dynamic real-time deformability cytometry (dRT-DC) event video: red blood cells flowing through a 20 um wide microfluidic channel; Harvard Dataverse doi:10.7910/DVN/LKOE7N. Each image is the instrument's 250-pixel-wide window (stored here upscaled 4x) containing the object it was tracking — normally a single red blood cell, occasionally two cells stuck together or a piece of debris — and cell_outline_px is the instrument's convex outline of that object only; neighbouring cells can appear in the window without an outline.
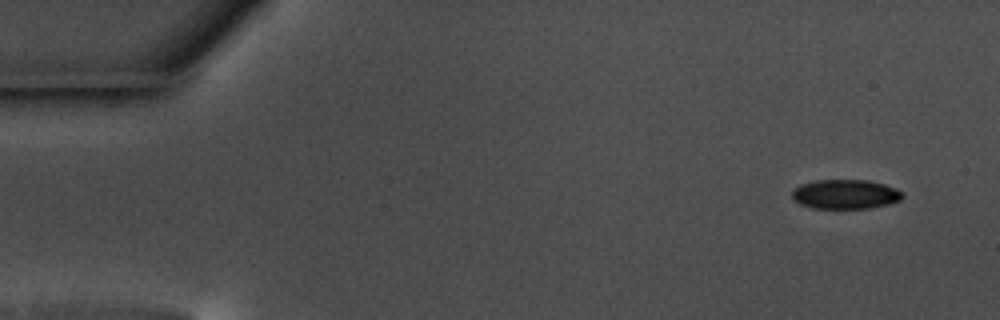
{"species": "common noctule bat (a hibernating species)", "species_latin": "Nyctalus noctula", "temperature_condition": "warm", "stored_images_in_passage": 55, "camera_frame_rate_fps": 3000, "um_per_image_px": 0.085, "animal": {"sex": "male", "body_mass_g": 17.5, "forearm_length_mm": 52.3}, "frame": {"image": 1, "passage_image": 1, "time_ms": 0.0, "image_size_px": [1000, 320], "cell_outline_px": [[904, 196], [900, 200], [888, 204], [868, 208], [812, 208], [800, 204], [792, 200], [792, 188], [800, 184], [816, 180], [868, 180], [884, 184], [896, 188], [904, 192]], "centroid_in_image_um": [71.83, 16.5], "position_along_channel_um": 13.2, "area_um2": 19.13}}
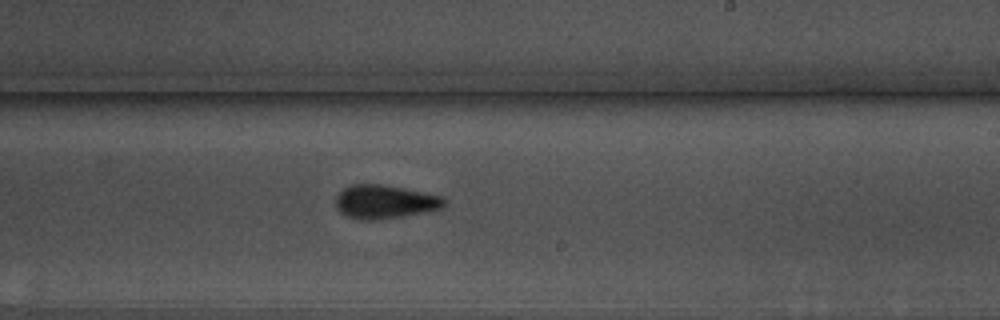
{"frame": {"image": 2, "passage_image": 32, "time_ms": 10.333, "image_size_px": [1000, 320], "cell_outline_px": [[448, 200], [440, 208], [424, 212], [376, 220], [360, 220], [348, 216], [340, 212], [336, 208], [336, 196], [344, 188], [352, 184], [384, 184], [404, 188], [440, 196]], "centroid_in_image_um": [32.67, 17.14], "position_along_channel_um": 256.3, "area_um2": 21.1}}
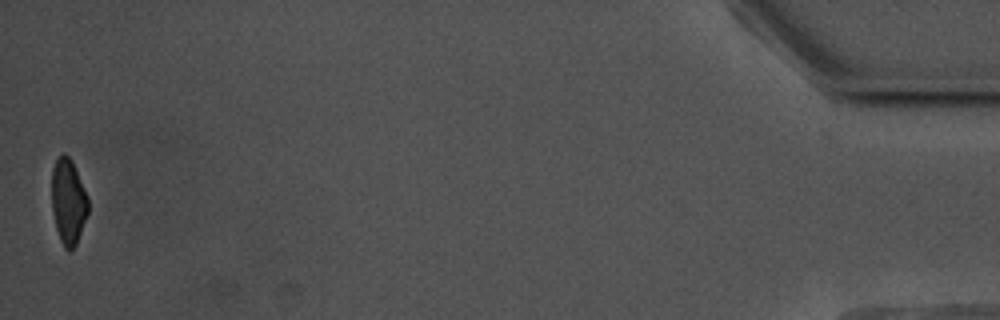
{"frame": {"image": 3, "passage_image": 55, "time_ms": 18.0, "image_size_px": [1000, 320], "cell_outline_px": [[88, 212], [76, 244], [68, 252], [64, 248], [60, 240], [56, 228], [52, 212], [52, 168], [56, 160], [64, 152], [72, 160], [88, 196]], "centroid_in_image_um": [5.8, 17.12], "position_along_channel_um": 429.4, "area_um2": 18.15}, "authors_computed_cell_mechanics": {"area_um2": 20.519, "velocity_mm_per_s": 3.5191, "shape_relaxation_time_tau1_ms": 3.7426, "shape_relaxation_time_tau2_ms": 3.6321, "deformation_change_tau1": 0.1141, "deformation_change_tau2": 0.0757}}